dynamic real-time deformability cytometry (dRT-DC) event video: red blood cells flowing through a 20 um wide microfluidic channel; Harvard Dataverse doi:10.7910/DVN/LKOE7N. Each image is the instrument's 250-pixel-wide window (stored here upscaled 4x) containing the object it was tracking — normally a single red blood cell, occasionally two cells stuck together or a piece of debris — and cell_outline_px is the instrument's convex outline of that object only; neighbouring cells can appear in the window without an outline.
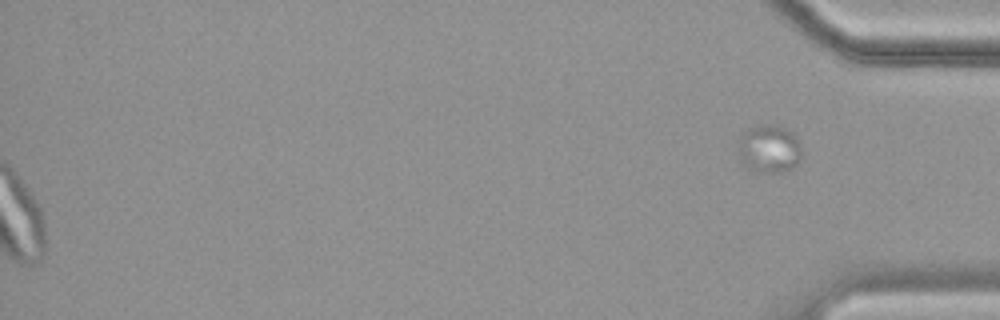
{"species": "common noctule bat (a hibernating species)", "species_latin": "Nyctalus noctula", "temperature_condition": "cold", "stored_images_in_passage": 45, "segment_of_instrument_passage": [2, 2], "camera_frame_rate_fps": 3000, "um_per_image_px": 0.085, "animal": {"sex": "female", "body_mass_g": 19.9}, "frame": {"image": 1, "passage_image": 45, "time_ms": 14.667, "image_size_px": [1000, 320], "cell_outline_px": [[800, 160], [792, 168], [776, 172], [756, 172], [748, 168], [744, 164], [740, 156], [740, 136], [748, 128], [760, 124], [776, 124], [792, 132], [796, 136], [800, 144]], "centroid_in_image_um": [65.39, 12.62], "position_along_channel_um": 369.8, "area_um2": 17.63}}